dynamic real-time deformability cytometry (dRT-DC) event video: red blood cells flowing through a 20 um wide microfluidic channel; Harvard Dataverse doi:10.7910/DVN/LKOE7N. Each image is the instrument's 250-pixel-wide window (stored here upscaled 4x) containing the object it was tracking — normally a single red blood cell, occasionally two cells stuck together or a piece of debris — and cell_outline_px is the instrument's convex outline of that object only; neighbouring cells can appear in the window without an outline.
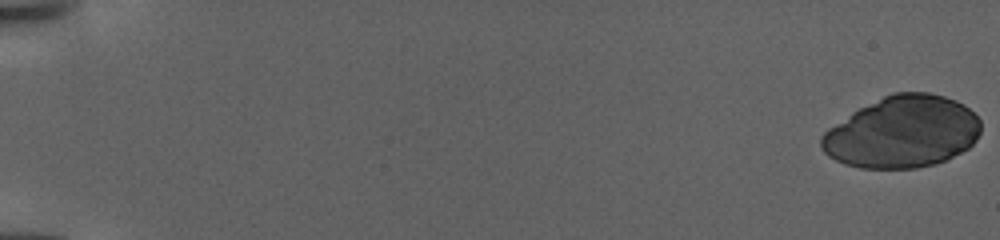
{"species": "human", "species_latin": "Homo sapiens", "temperature_condition": "warm", "stored_images_in_passage": 135, "camera_frame_rate_fps": 3000, "um_per_image_px": 0.085, "donor": {"sex": "female"}, "frame": {"image": 1, "passage_image": 1, "time_ms": 0.0, "image_size_px": [1000, 240], "cell_outline_px": [[980, 132], [976, 140], [968, 148], [936, 164], [916, 168], [860, 168], [844, 164], [828, 156], [820, 148], [820, 136], [828, 128], [852, 112], [892, 92], [928, 92], [944, 96], [956, 100], [964, 104], [980, 120]], "centroid_in_image_um": [76.68, 11.22], "position_along_channel_um": 8.3, "area_um2": 66.7}}